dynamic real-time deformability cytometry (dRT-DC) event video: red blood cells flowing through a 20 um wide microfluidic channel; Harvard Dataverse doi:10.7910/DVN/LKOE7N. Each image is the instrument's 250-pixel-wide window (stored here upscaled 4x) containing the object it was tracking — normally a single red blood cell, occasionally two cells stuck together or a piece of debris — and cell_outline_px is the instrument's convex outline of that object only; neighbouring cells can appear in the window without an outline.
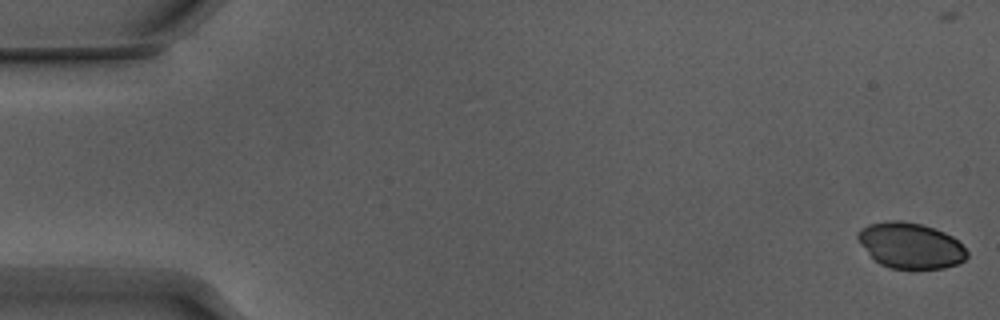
{"species": "Egyptian fruit bat (a non-hibernating species)", "species_latin": "Rousettus aegyptiacus", "temperature_condition": "warm", "stored_images_in_passage": 18, "camera_frame_rate_fps": 3000, "um_per_image_px": 0.085, "animal": {"sex": "male"}, "frame": {"image": 1, "passage_image": 1, "time_ms": 0.0, "image_size_px": [1000, 320], "cell_outline_px": [[968, 256], [964, 260], [956, 264], [944, 268], [888, 268], [880, 264], [860, 244], [856, 236], [860, 228], [868, 224], [888, 220], [900, 220], [920, 224], [944, 232], [952, 236], [968, 252]], "centroid_in_image_um": [77.37, 20.86], "position_along_channel_um": 7.6, "area_um2": 28.84}}